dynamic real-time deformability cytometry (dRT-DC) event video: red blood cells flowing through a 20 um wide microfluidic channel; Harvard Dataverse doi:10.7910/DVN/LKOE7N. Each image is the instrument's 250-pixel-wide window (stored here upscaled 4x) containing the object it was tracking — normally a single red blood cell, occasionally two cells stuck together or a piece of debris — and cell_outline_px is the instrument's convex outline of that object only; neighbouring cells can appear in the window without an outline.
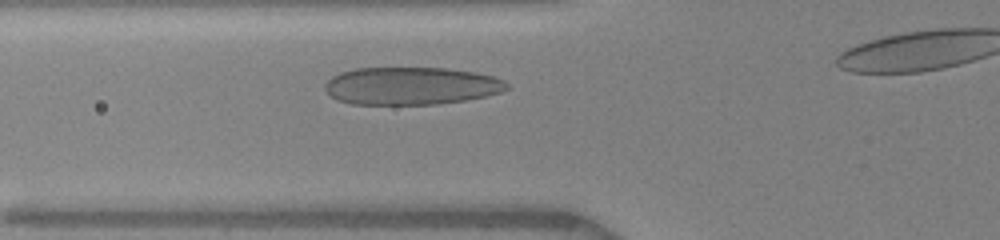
{"species": "human", "species_latin": "Homo sapiens", "temperature_condition": "warm", "stored_images_in_passage": 4, "camera_frame_rate_fps": 3000, "um_per_image_px": 0.085, "donor": {"sex": "female"}, "frame": {"image": 1, "passage_image": 3, "time_ms": 2.0, "image_size_px": [1000, 240], "cell_outline_px": [[508, 88], [500, 92], [488, 96], [464, 100], [436, 104], [352, 104], [336, 100], [324, 88], [324, 84], [332, 76], [340, 72], [356, 68], [448, 68], [472, 72], [492, 76], [504, 80], [508, 84]], "centroid_in_image_um": [34.93, 7.3], "position_along_channel_um": 90.9, "area_um2": 39.88}}